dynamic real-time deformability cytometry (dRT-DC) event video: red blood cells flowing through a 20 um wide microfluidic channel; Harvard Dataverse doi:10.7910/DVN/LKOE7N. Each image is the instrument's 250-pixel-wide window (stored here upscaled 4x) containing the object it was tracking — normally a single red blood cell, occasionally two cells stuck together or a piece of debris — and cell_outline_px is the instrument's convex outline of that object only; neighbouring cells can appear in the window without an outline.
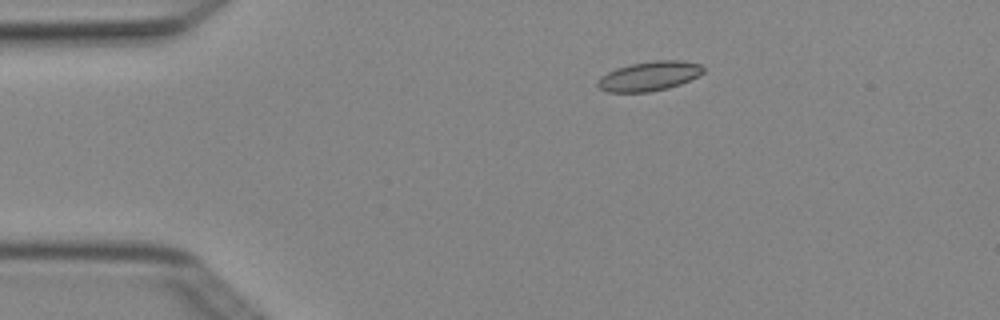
{"species": "Egyptian fruit bat (a non-hibernating species)", "species_latin": "Rousettus aegyptiacus", "temperature_condition": "cold", "stored_images_in_passage": 4, "camera_frame_rate_fps": 3000, "um_per_image_px": 0.085, "animal": {"sex": "female"}, "frame": {"image": 1, "passage_image": 2, "time_ms": 0.333, "image_size_px": [1000, 320], "cell_outline_px": [[704, 72], [680, 84], [668, 88], [648, 92], [608, 92], [600, 88], [596, 84], [596, 80], [600, 76], [616, 68], [628, 64], [652, 60], [684, 60], [700, 64], [704, 68]], "centroid_in_image_um": [55.15, 6.45], "position_along_channel_um": 29.8, "area_um2": 18.26}}